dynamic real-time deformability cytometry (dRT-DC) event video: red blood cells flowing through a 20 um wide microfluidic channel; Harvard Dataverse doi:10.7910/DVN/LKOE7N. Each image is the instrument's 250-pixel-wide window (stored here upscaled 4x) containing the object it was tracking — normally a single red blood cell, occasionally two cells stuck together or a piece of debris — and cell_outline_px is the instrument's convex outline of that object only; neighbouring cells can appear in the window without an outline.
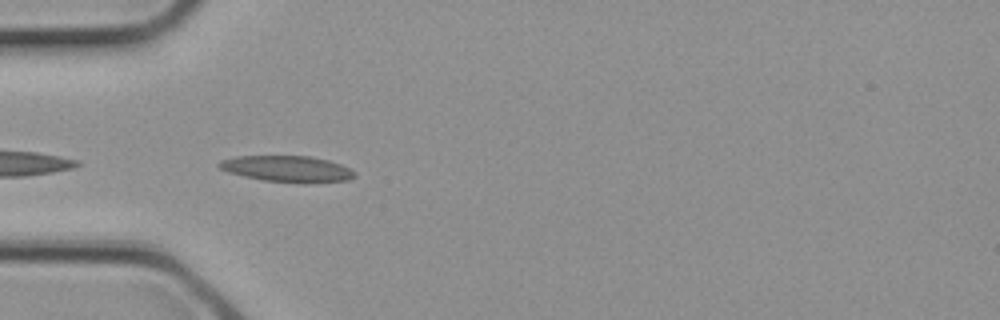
{"species": "common noctule bat (a hibernating species)", "species_latin": "Nyctalus noctula", "temperature_condition": "cold", "stored_images_in_passage": 4, "camera_frame_rate_fps": 3000, "um_per_image_px": 0.085, "animal": {"sex": "female", "body_mass_g": 21.9}, "frame": {"image": 1, "passage_image": 1, "time_ms": 0.0, "image_size_px": [1000, 320], "cell_outline_px": [[356, 176], [348, 180], [264, 180], [244, 176], [228, 172], [220, 168], [216, 164], [220, 160], [236, 156], [308, 156], [328, 160], [340, 164], [356, 172]], "centroid_in_image_um": [24.33, 14.29], "position_along_channel_um": 60.7, "area_um2": 19.59}}